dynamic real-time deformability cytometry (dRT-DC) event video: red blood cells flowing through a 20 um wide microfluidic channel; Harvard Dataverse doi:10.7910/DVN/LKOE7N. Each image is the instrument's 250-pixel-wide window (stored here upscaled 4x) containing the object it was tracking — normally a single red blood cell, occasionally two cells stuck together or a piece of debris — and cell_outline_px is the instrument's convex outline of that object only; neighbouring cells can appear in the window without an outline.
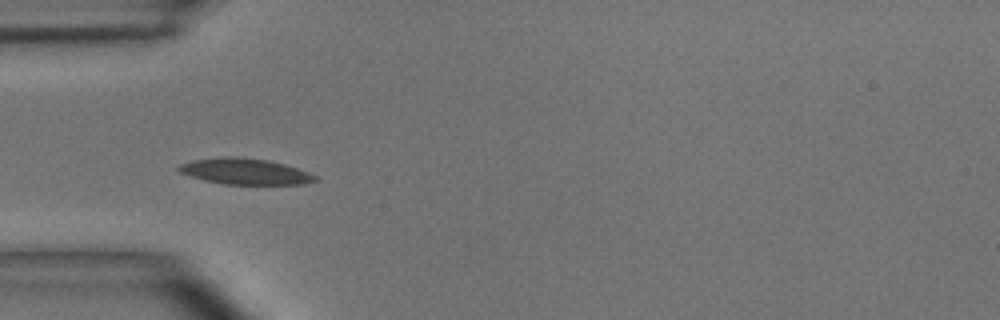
{"species": "common noctule bat (a hibernating species)", "species_latin": "Nyctalus noctula", "temperature_condition": "room temperature", "stored_images_in_passage": 5, "camera_frame_rate_fps": 3000, "um_per_image_px": 0.085, "animal": {"sex": "male", "body_mass_g": 15.6}, "frame": {"image": 1, "passage_image": 2, "time_ms": 0.333, "image_size_px": [1000, 320], "cell_outline_px": [[320, 180], [304, 184], [224, 184], [204, 180], [180, 172], [176, 168], [180, 164], [192, 160], [220, 156], [240, 156], [268, 160], [284, 164], [308, 172], [316, 176]], "centroid_in_image_um": [20.82, 14.56], "position_along_channel_um": 64.2, "area_um2": 20.75}}
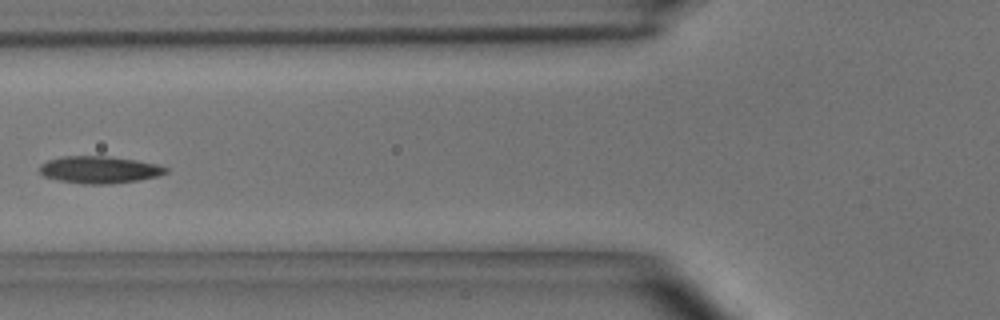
{"frame": {"image": 2, "passage_image": 3, "time_ms": 0.667, "image_size_px": [1000, 320], "cell_outline_px": [[168, 172], [160, 176], [112, 184], [80, 184], [60, 180], [44, 176], [40, 172], [40, 164], [48, 160], [64, 156], [108, 156], [136, 160], [156, 164], [168, 168]], "centroid_in_image_um": [8.46, 14.43], "position_along_channel_um": 117.3, "area_um2": 19.94}}